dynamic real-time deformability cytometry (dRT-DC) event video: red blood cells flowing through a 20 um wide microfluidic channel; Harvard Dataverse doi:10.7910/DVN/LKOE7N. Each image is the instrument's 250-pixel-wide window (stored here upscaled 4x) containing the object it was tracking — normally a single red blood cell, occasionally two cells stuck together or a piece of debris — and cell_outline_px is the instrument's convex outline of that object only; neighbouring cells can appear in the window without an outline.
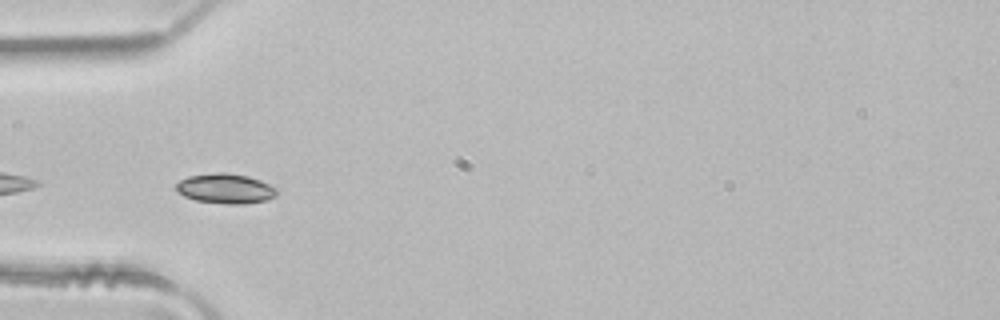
{"species": "common noctule bat (a hibernating species)", "species_latin": "Nyctalus noctula", "temperature_condition": "room temperature", "stored_images_in_passage": 15, "segment_of_instrument_passage": [2, 2], "camera_frame_rate_fps": 3000, "um_per_image_px": 0.085, "animal": {"sex": "male", "body_mass_g": 21.5, "forearm_length_mm": 52.0}, "frame": {"image": 1, "passage_image": 11, "time_ms": 3.333, "image_size_px": [1000, 320], "cell_outline_px": [[276, 196], [264, 200], [244, 204], [228, 204], [196, 200], [184, 196], [176, 188], [176, 184], [180, 180], [188, 176], [216, 172], [224, 172], [248, 176], [260, 180], [276, 188]], "centroid_in_image_um": [19.16, 16.02], "position_along_channel_um": 65.8, "area_um2": 17.34}}